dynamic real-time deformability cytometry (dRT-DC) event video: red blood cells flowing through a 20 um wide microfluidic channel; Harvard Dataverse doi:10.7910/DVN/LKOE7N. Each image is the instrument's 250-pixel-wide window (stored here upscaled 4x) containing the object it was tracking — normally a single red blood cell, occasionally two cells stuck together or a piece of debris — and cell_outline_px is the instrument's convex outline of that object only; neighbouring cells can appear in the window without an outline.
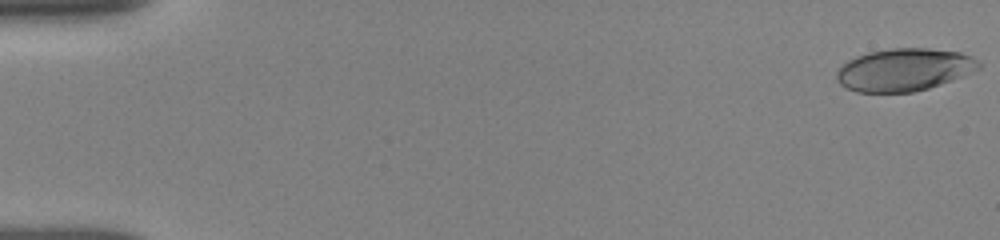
{"species": "human", "species_latin": "Homo sapiens", "temperature_condition": "room temperature", "stored_images_in_passage": 48, "camera_frame_rate_fps": 3000, "um_per_image_px": 0.085, "donor": {"sex": "female"}, "frame": {"image": 1, "passage_image": 1, "time_ms": 0.0, "image_size_px": [1000, 240], "cell_outline_px": [[980, 68], [964, 76], [928, 88], [912, 92], [856, 92], [840, 84], [836, 80], [836, 72], [848, 60], [856, 56], [868, 52], [892, 48], [928, 48], [960, 52], [972, 56], [980, 64]], "centroid_in_image_um": [76.85, 5.92], "position_along_channel_um": 8.2, "area_um2": 35.2}}
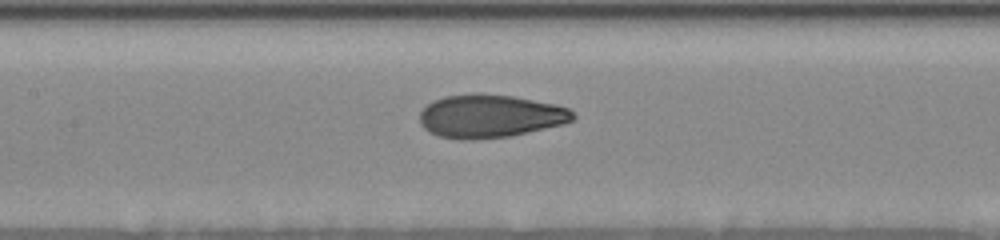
{"frame": {"image": 2, "passage_image": 24, "time_ms": 8.0, "image_size_px": [1000, 240], "cell_outline_px": [[576, 116], [572, 120], [564, 124], [512, 136], [472, 140], [460, 140], [440, 136], [428, 132], [420, 124], [420, 112], [432, 100], [444, 96], [480, 92], [512, 96], [556, 104], [568, 108]], "centroid_in_image_um": [41.64, 9.87], "position_along_channel_um": 165.8, "area_um2": 38.96}}
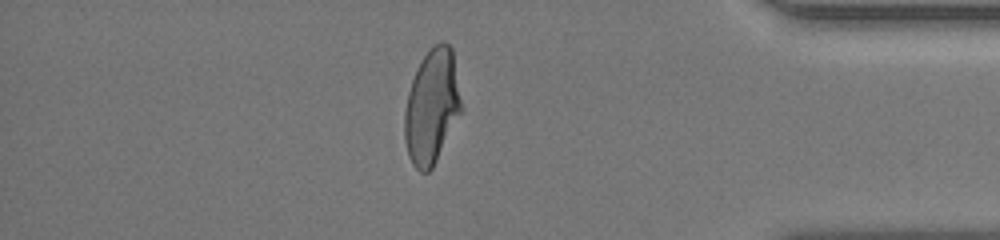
{"frame": {"image": 3, "passage_image": 41, "time_ms": 14.667, "image_size_px": [1000, 240], "cell_outline_px": [[464, 108], [432, 168], [428, 172], [420, 172], [412, 164], [408, 156], [404, 140], [404, 112], [408, 92], [416, 68], [420, 60], [440, 40], [448, 44], [452, 48]], "centroid_in_image_um": [36.71, 9.06], "position_along_channel_um": 398.5, "area_um2": 38.21}, "authors_computed_cell_mechanics": {"area_um2": 38.1191, "velocity_mm_per_s": 3.9016, "shape_relaxation_time_tau1_ms": 4.7055, "shape_relaxation_time_tau2_ms": 0.8032, "deformation_change_tau1": 0.2007, "deformation_change_tau2": 0.0591}}